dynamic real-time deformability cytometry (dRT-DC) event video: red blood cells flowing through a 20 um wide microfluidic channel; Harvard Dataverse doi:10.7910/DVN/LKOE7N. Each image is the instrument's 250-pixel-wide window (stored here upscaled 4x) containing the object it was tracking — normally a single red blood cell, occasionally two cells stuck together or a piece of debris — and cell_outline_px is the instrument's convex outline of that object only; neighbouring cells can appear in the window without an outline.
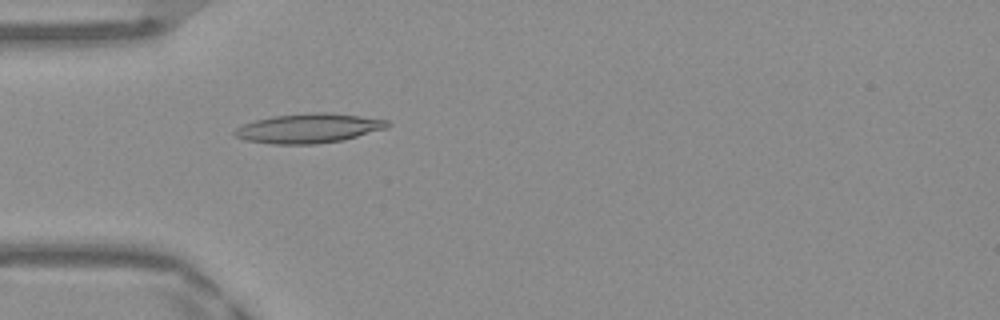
{"species": "Egyptian fruit bat (a non-hibernating species)", "species_latin": "Rousettus aegyptiacus", "temperature_condition": "warm", "stored_images_in_passage": 52, "camera_frame_rate_fps": 3000, "um_per_image_px": 0.085, "frame": {"image": 1, "passage_image": 16, "time_ms": 5.0, "image_size_px": [1000, 320], "cell_outline_px": [[392, 124], [384, 128], [344, 140], [316, 144], [272, 144], [244, 140], [236, 136], [232, 132], [236, 128], [244, 124], [256, 120], [272, 116], [312, 112], [332, 112], [388, 120]], "centroid_in_image_um": [26.22, 10.9], "position_along_channel_um": 58.8, "area_um2": 26.24}}
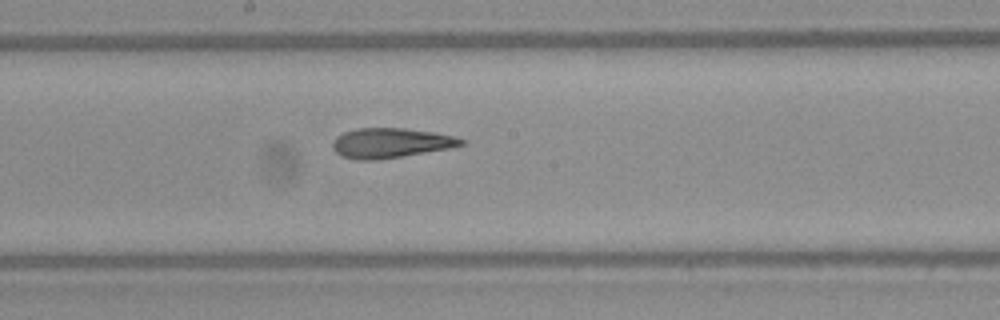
{"frame": {"image": 2, "passage_image": 28, "time_ms": 9.0, "image_size_px": [1000, 320], "cell_outline_px": [[464, 144], [448, 148], [400, 156], [372, 160], [356, 160], [340, 156], [332, 148], [332, 144], [336, 136], [344, 132], [356, 128], [404, 128], [432, 132], [452, 136], [464, 140]], "centroid_in_image_um": [33.12, 12.15], "position_along_channel_um": 215.1, "area_um2": 22.02}}
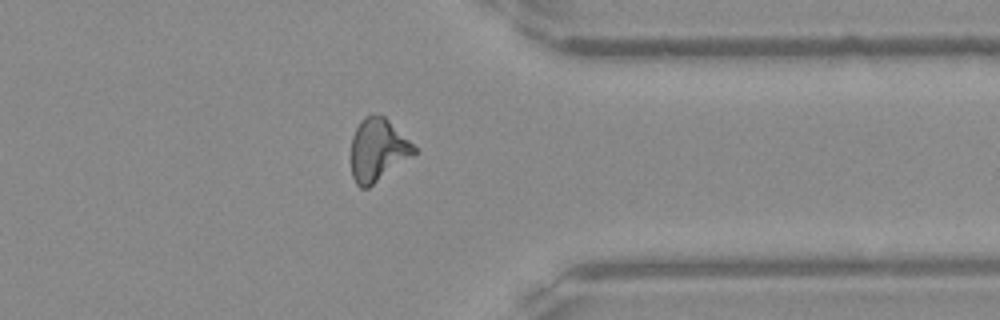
{"frame": {"image": 3, "passage_image": 41, "time_ms": 13.333, "image_size_px": [1000, 320], "cell_outline_px": [[416, 152], [368, 188], [360, 188], [356, 184], [352, 176], [352, 136], [360, 120], [364, 116], [372, 112], [384, 116], [416, 148]], "centroid_in_image_um": [32.07, 12.72], "position_along_channel_um": 379.3, "area_um2": 22.6}, "authors_computed_cell_mechanics": {"area_um2": 23.0622, "velocity_mm_per_s": 3.9639, "shape_relaxation_time_tau1_ms": null, "shape_relaxation_time_tau2_ms": 3.5884, "deformation_change_tau1": null, "deformation_change_tau2": 0.1338}}